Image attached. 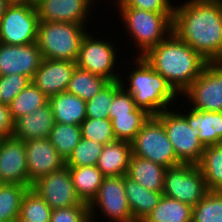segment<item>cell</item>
<instances>
[{"instance_id": "cell-25", "label": "cell", "mask_w": 222, "mask_h": 222, "mask_svg": "<svg viewBox=\"0 0 222 222\" xmlns=\"http://www.w3.org/2000/svg\"><path fill=\"white\" fill-rule=\"evenodd\" d=\"M67 167H69L77 195L83 202L90 204L97 196L105 176L96 166Z\"/></svg>"}, {"instance_id": "cell-36", "label": "cell", "mask_w": 222, "mask_h": 222, "mask_svg": "<svg viewBox=\"0 0 222 222\" xmlns=\"http://www.w3.org/2000/svg\"><path fill=\"white\" fill-rule=\"evenodd\" d=\"M103 144L82 137L73 153L66 161V166H96Z\"/></svg>"}, {"instance_id": "cell-20", "label": "cell", "mask_w": 222, "mask_h": 222, "mask_svg": "<svg viewBox=\"0 0 222 222\" xmlns=\"http://www.w3.org/2000/svg\"><path fill=\"white\" fill-rule=\"evenodd\" d=\"M178 104V110L187 120L192 129L199 130V140L206 146L222 143V112L200 111L190 108L184 104ZM181 105V107H180ZM182 105H185L182 106ZM184 112H183V109ZM182 110V111H181ZM187 110V111H185Z\"/></svg>"}, {"instance_id": "cell-23", "label": "cell", "mask_w": 222, "mask_h": 222, "mask_svg": "<svg viewBox=\"0 0 222 222\" xmlns=\"http://www.w3.org/2000/svg\"><path fill=\"white\" fill-rule=\"evenodd\" d=\"M54 121L70 125H81L86 119V101L74 94L61 92L48 98Z\"/></svg>"}, {"instance_id": "cell-38", "label": "cell", "mask_w": 222, "mask_h": 222, "mask_svg": "<svg viewBox=\"0 0 222 222\" xmlns=\"http://www.w3.org/2000/svg\"><path fill=\"white\" fill-rule=\"evenodd\" d=\"M30 82L28 76L21 74L0 76V103L9 105Z\"/></svg>"}, {"instance_id": "cell-32", "label": "cell", "mask_w": 222, "mask_h": 222, "mask_svg": "<svg viewBox=\"0 0 222 222\" xmlns=\"http://www.w3.org/2000/svg\"><path fill=\"white\" fill-rule=\"evenodd\" d=\"M149 117V114L139 108L130 112L129 115L116 116L111 121L115 139L131 143Z\"/></svg>"}, {"instance_id": "cell-3", "label": "cell", "mask_w": 222, "mask_h": 222, "mask_svg": "<svg viewBox=\"0 0 222 222\" xmlns=\"http://www.w3.org/2000/svg\"><path fill=\"white\" fill-rule=\"evenodd\" d=\"M181 95L208 63L173 32L142 56Z\"/></svg>"}, {"instance_id": "cell-28", "label": "cell", "mask_w": 222, "mask_h": 222, "mask_svg": "<svg viewBox=\"0 0 222 222\" xmlns=\"http://www.w3.org/2000/svg\"><path fill=\"white\" fill-rule=\"evenodd\" d=\"M197 166L202 171L208 189L222 191V143L206 146Z\"/></svg>"}, {"instance_id": "cell-9", "label": "cell", "mask_w": 222, "mask_h": 222, "mask_svg": "<svg viewBox=\"0 0 222 222\" xmlns=\"http://www.w3.org/2000/svg\"><path fill=\"white\" fill-rule=\"evenodd\" d=\"M201 169L191 163L169 167L164 174L163 195L194 207L209 192Z\"/></svg>"}, {"instance_id": "cell-37", "label": "cell", "mask_w": 222, "mask_h": 222, "mask_svg": "<svg viewBox=\"0 0 222 222\" xmlns=\"http://www.w3.org/2000/svg\"><path fill=\"white\" fill-rule=\"evenodd\" d=\"M82 137L103 145L116 141L112 130V122L107 119L86 118L80 125Z\"/></svg>"}, {"instance_id": "cell-6", "label": "cell", "mask_w": 222, "mask_h": 222, "mask_svg": "<svg viewBox=\"0 0 222 222\" xmlns=\"http://www.w3.org/2000/svg\"><path fill=\"white\" fill-rule=\"evenodd\" d=\"M92 30L88 31L82 38L79 56L76 61L77 66L93 75L104 77L110 82L118 81L121 76L118 70L121 69L124 63L122 60L120 63L119 57L121 54L118 53L120 50L116 48V42H113V39L108 41L107 37L104 40L105 35L103 36L102 33V37H99V34L95 36V32Z\"/></svg>"}, {"instance_id": "cell-40", "label": "cell", "mask_w": 222, "mask_h": 222, "mask_svg": "<svg viewBox=\"0 0 222 222\" xmlns=\"http://www.w3.org/2000/svg\"><path fill=\"white\" fill-rule=\"evenodd\" d=\"M114 4L117 7H133L150 12H173L174 7L171 0H115Z\"/></svg>"}, {"instance_id": "cell-39", "label": "cell", "mask_w": 222, "mask_h": 222, "mask_svg": "<svg viewBox=\"0 0 222 222\" xmlns=\"http://www.w3.org/2000/svg\"><path fill=\"white\" fill-rule=\"evenodd\" d=\"M90 219L89 204L53 209L50 222H87Z\"/></svg>"}, {"instance_id": "cell-12", "label": "cell", "mask_w": 222, "mask_h": 222, "mask_svg": "<svg viewBox=\"0 0 222 222\" xmlns=\"http://www.w3.org/2000/svg\"><path fill=\"white\" fill-rule=\"evenodd\" d=\"M38 24L35 5L10 3L0 19V42L7 45L34 43Z\"/></svg>"}, {"instance_id": "cell-5", "label": "cell", "mask_w": 222, "mask_h": 222, "mask_svg": "<svg viewBox=\"0 0 222 222\" xmlns=\"http://www.w3.org/2000/svg\"><path fill=\"white\" fill-rule=\"evenodd\" d=\"M87 25V26H86ZM88 24L39 21L37 44L43 59L76 62Z\"/></svg>"}, {"instance_id": "cell-1", "label": "cell", "mask_w": 222, "mask_h": 222, "mask_svg": "<svg viewBox=\"0 0 222 222\" xmlns=\"http://www.w3.org/2000/svg\"><path fill=\"white\" fill-rule=\"evenodd\" d=\"M182 2H174L172 32L206 61L218 62L222 57V0Z\"/></svg>"}, {"instance_id": "cell-41", "label": "cell", "mask_w": 222, "mask_h": 222, "mask_svg": "<svg viewBox=\"0 0 222 222\" xmlns=\"http://www.w3.org/2000/svg\"><path fill=\"white\" fill-rule=\"evenodd\" d=\"M137 108L133 96L121 88L113 97L109 108V119L112 121L116 116L129 115Z\"/></svg>"}, {"instance_id": "cell-30", "label": "cell", "mask_w": 222, "mask_h": 222, "mask_svg": "<svg viewBox=\"0 0 222 222\" xmlns=\"http://www.w3.org/2000/svg\"><path fill=\"white\" fill-rule=\"evenodd\" d=\"M28 188L22 184H2L0 186V222L17 220L23 195Z\"/></svg>"}, {"instance_id": "cell-45", "label": "cell", "mask_w": 222, "mask_h": 222, "mask_svg": "<svg viewBox=\"0 0 222 222\" xmlns=\"http://www.w3.org/2000/svg\"><path fill=\"white\" fill-rule=\"evenodd\" d=\"M15 222H31V221H26V220H23V219H21L20 217H18Z\"/></svg>"}, {"instance_id": "cell-4", "label": "cell", "mask_w": 222, "mask_h": 222, "mask_svg": "<svg viewBox=\"0 0 222 222\" xmlns=\"http://www.w3.org/2000/svg\"><path fill=\"white\" fill-rule=\"evenodd\" d=\"M118 11L119 21L126 29L127 39L131 41L136 52L135 57L144 56L151 48L165 40L172 33L173 12H150L133 7H113ZM119 9V10H118ZM129 36V37H128Z\"/></svg>"}, {"instance_id": "cell-42", "label": "cell", "mask_w": 222, "mask_h": 222, "mask_svg": "<svg viewBox=\"0 0 222 222\" xmlns=\"http://www.w3.org/2000/svg\"><path fill=\"white\" fill-rule=\"evenodd\" d=\"M14 131V120L9 111V105L0 103V136L10 137Z\"/></svg>"}, {"instance_id": "cell-13", "label": "cell", "mask_w": 222, "mask_h": 222, "mask_svg": "<svg viewBox=\"0 0 222 222\" xmlns=\"http://www.w3.org/2000/svg\"><path fill=\"white\" fill-rule=\"evenodd\" d=\"M31 188L52 210L85 204L77 195L67 166L39 178Z\"/></svg>"}, {"instance_id": "cell-21", "label": "cell", "mask_w": 222, "mask_h": 222, "mask_svg": "<svg viewBox=\"0 0 222 222\" xmlns=\"http://www.w3.org/2000/svg\"><path fill=\"white\" fill-rule=\"evenodd\" d=\"M131 155L132 144L116 140L103 146L96 167L105 177L127 175Z\"/></svg>"}, {"instance_id": "cell-15", "label": "cell", "mask_w": 222, "mask_h": 222, "mask_svg": "<svg viewBox=\"0 0 222 222\" xmlns=\"http://www.w3.org/2000/svg\"><path fill=\"white\" fill-rule=\"evenodd\" d=\"M0 182L32 187L28 178L25 141L3 137L0 142Z\"/></svg>"}, {"instance_id": "cell-7", "label": "cell", "mask_w": 222, "mask_h": 222, "mask_svg": "<svg viewBox=\"0 0 222 222\" xmlns=\"http://www.w3.org/2000/svg\"><path fill=\"white\" fill-rule=\"evenodd\" d=\"M131 144L132 155L150 160L165 168L182 163L176 157L163 123L156 116L148 118Z\"/></svg>"}, {"instance_id": "cell-18", "label": "cell", "mask_w": 222, "mask_h": 222, "mask_svg": "<svg viewBox=\"0 0 222 222\" xmlns=\"http://www.w3.org/2000/svg\"><path fill=\"white\" fill-rule=\"evenodd\" d=\"M76 66L67 60L42 59L31 82L48 98L66 92Z\"/></svg>"}, {"instance_id": "cell-33", "label": "cell", "mask_w": 222, "mask_h": 222, "mask_svg": "<svg viewBox=\"0 0 222 222\" xmlns=\"http://www.w3.org/2000/svg\"><path fill=\"white\" fill-rule=\"evenodd\" d=\"M192 222H222V191L210 190L192 208Z\"/></svg>"}, {"instance_id": "cell-26", "label": "cell", "mask_w": 222, "mask_h": 222, "mask_svg": "<svg viewBox=\"0 0 222 222\" xmlns=\"http://www.w3.org/2000/svg\"><path fill=\"white\" fill-rule=\"evenodd\" d=\"M192 208L163 195L158 205L142 222H192Z\"/></svg>"}, {"instance_id": "cell-16", "label": "cell", "mask_w": 222, "mask_h": 222, "mask_svg": "<svg viewBox=\"0 0 222 222\" xmlns=\"http://www.w3.org/2000/svg\"><path fill=\"white\" fill-rule=\"evenodd\" d=\"M37 42L7 45L0 42V76L21 74L31 80L42 61Z\"/></svg>"}, {"instance_id": "cell-2", "label": "cell", "mask_w": 222, "mask_h": 222, "mask_svg": "<svg viewBox=\"0 0 222 222\" xmlns=\"http://www.w3.org/2000/svg\"><path fill=\"white\" fill-rule=\"evenodd\" d=\"M126 65H133L126 71H121L119 78L121 87L133 96L137 108L144 110L150 116H157L162 111L178 104L181 95L172 85L147 62L143 57H135ZM123 72V73H122ZM124 75V76H122ZM126 75V77H125Z\"/></svg>"}, {"instance_id": "cell-34", "label": "cell", "mask_w": 222, "mask_h": 222, "mask_svg": "<svg viewBox=\"0 0 222 222\" xmlns=\"http://www.w3.org/2000/svg\"><path fill=\"white\" fill-rule=\"evenodd\" d=\"M52 209L34 191L28 188L23 195L19 217L31 222H50Z\"/></svg>"}, {"instance_id": "cell-27", "label": "cell", "mask_w": 222, "mask_h": 222, "mask_svg": "<svg viewBox=\"0 0 222 222\" xmlns=\"http://www.w3.org/2000/svg\"><path fill=\"white\" fill-rule=\"evenodd\" d=\"M110 81L89 71L75 67L66 92L80 97L84 101L96 96Z\"/></svg>"}, {"instance_id": "cell-8", "label": "cell", "mask_w": 222, "mask_h": 222, "mask_svg": "<svg viewBox=\"0 0 222 222\" xmlns=\"http://www.w3.org/2000/svg\"><path fill=\"white\" fill-rule=\"evenodd\" d=\"M175 108L176 105L162 111L156 117L163 123L176 157L182 163L197 165L205 150V146L198 137L199 130L192 129L186 118Z\"/></svg>"}, {"instance_id": "cell-44", "label": "cell", "mask_w": 222, "mask_h": 222, "mask_svg": "<svg viewBox=\"0 0 222 222\" xmlns=\"http://www.w3.org/2000/svg\"><path fill=\"white\" fill-rule=\"evenodd\" d=\"M9 3H18V4H32L33 0H7Z\"/></svg>"}, {"instance_id": "cell-17", "label": "cell", "mask_w": 222, "mask_h": 222, "mask_svg": "<svg viewBox=\"0 0 222 222\" xmlns=\"http://www.w3.org/2000/svg\"><path fill=\"white\" fill-rule=\"evenodd\" d=\"M28 178L33 184L39 178L66 166V161L49 138L25 141Z\"/></svg>"}, {"instance_id": "cell-43", "label": "cell", "mask_w": 222, "mask_h": 222, "mask_svg": "<svg viewBox=\"0 0 222 222\" xmlns=\"http://www.w3.org/2000/svg\"><path fill=\"white\" fill-rule=\"evenodd\" d=\"M10 3L7 0H0V19L4 15L7 6Z\"/></svg>"}, {"instance_id": "cell-35", "label": "cell", "mask_w": 222, "mask_h": 222, "mask_svg": "<svg viewBox=\"0 0 222 222\" xmlns=\"http://www.w3.org/2000/svg\"><path fill=\"white\" fill-rule=\"evenodd\" d=\"M121 88L119 80L109 82L96 96L86 101V118H109V108L113 97Z\"/></svg>"}, {"instance_id": "cell-46", "label": "cell", "mask_w": 222, "mask_h": 222, "mask_svg": "<svg viewBox=\"0 0 222 222\" xmlns=\"http://www.w3.org/2000/svg\"><path fill=\"white\" fill-rule=\"evenodd\" d=\"M218 63L222 66V57L218 60Z\"/></svg>"}, {"instance_id": "cell-29", "label": "cell", "mask_w": 222, "mask_h": 222, "mask_svg": "<svg viewBox=\"0 0 222 222\" xmlns=\"http://www.w3.org/2000/svg\"><path fill=\"white\" fill-rule=\"evenodd\" d=\"M82 139L80 125L55 122L49 140L65 161Z\"/></svg>"}, {"instance_id": "cell-14", "label": "cell", "mask_w": 222, "mask_h": 222, "mask_svg": "<svg viewBox=\"0 0 222 222\" xmlns=\"http://www.w3.org/2000/svg\"><path fill=\"white\" fill-rule=\"evenodd\" d=\"M96 1L98 0H38L35 7L39 21L90 24L87 22H91L96 15Z\"/></svg>"}, {"instance_id": "cell-24", "label": "cell", "mask_w": 222, "mask_h": 222, "mask_svg": "<svg viewBox=\"0 0 222 222\" xmlns=\"http://www.w3.org/2000/svg\"><path fill=\"white\" fill-rule=\"evenodd\" d=\"M166 169L150 160L131 155L127 176L150 191L163 192Z\"/></svg>"}, {"instance_id": "cell-19", "label": "cell", "mask_w": 222, "mask_h": 222, "mask_svg": "<svg viewBox=\"0 0 222 222\" xmlns=\"http://www.w3.org/2000/svg\"><path fill=\"white\" fill-rule=\"evenodd\" d=\"M54 123L52 108L47 102L29 114L16 119L12 136L22 141L49 138Z\"/></svg>"}, {"instance_id": "cell-11", "label": "cell", "mask_w": 222, "mask_h": 222, "mask_svg": "<svg viewBox=\"0 0 222 222\" xmlns=\"http://www.w3.org/2000/svg\"><path fill=\"white\" fill-rule=\"evenodd\" d=\"M181 96L192 109L222 112V66L218 62H208Z\"/></svg>"}, {"instance_id": "cell-10", "label": "cell", "mask_w": 222, "mask_h": 222, "mask_svg": "<svg viewBox=\"0 0 222 222\" xmlns=\"http://www.w3.org/2000/svg\"><path fill=\"white\" fill-rule=\"evenodd\" d=\"M89 215L93 222H99L101 217L107 222H135L125 193L124 175L104 178L97 196L89 204Z\"/></svg>"}, {"instance_id": "cell-22", "label": "cell", "mask_w": 222, "mask_h": 222, "mask_svg": "<svg viewBox=\"0 0 222 222\" xmlns=\"http://www.w3.org/2000/svg\"><path fill=\"white\" fill-rule=\"evenodd\" d=\"M124 188L131 214L135 222H142L158 205L162 192H154L144 188L127 175H124Z\"/></svg>"}, {"instance_id": "cell-31", "label": "cell", "mask_w": 222, "mask_h": 222, "mask_svg": "<svg viewBox=\"0 0 222 222\" xmlns=\"http://www.w3.org/2000/svg\"><path fill=\"white\" fill-rule=\"evenodd\" d=\"M48 97L43 94L32 82L23 89L9 104V111L15 121L45 105Z\"/></svg>"}]
</instances>
